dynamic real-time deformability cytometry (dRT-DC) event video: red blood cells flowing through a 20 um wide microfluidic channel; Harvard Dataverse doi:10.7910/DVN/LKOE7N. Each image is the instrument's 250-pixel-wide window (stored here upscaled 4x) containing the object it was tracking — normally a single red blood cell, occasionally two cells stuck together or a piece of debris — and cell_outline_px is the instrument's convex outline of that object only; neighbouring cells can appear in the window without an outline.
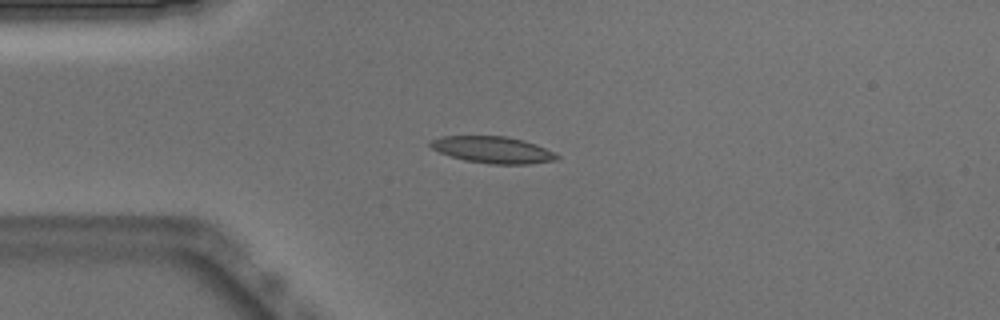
{"species": "Egyptian fruit bat (a non-hibernating species)", "species_latin": "Rousettus aegyptiacus", "temperature_condition": "warm", "stored_images_in_passage": 40, "camera_frame_rate_fps": 3000, "um_per_image_px": 0.085, "animal": {"sex": "male"}, "frame": {"image": 1, "passage_image": 1, "time_ms": 0.0, "image_size_px": [1000, 320], "cell_outline_px": [[560, 156], [556, 160], [528, 164], [488, 164], [464, 160], [440, 152], [432, 148], [428, 144], [432, 140], [440, 136], [504, 136], [524, 140], [536, 144]], "centroid_in_image_um": [41.87, 12.73], "position_along_channel_um": 43.1, "area_um2": 19.54}}
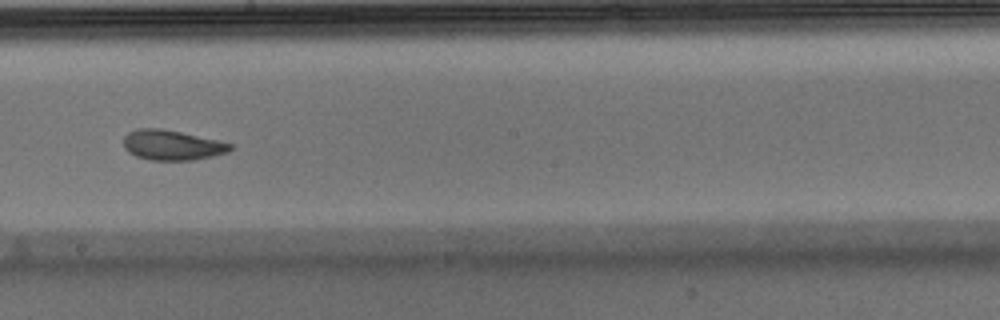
{"frame": {"image": 2, "passage_image": 17, "time_ms": 5.333, "image_size_px": [1000, 320], "cell_outline_px": [[232, 148], [228, 152], [212, 156], [192, 160], [152, 160], [136, 156], [128, 152], [124, 148], [124, 136], [128, 132], [136, 128], [160, 128], [180, 132], [216, 140], [232, 144]], "centroid_in_image_um": [14.58, 12.33], "position_along_channel_um": 233.6, "area_um2": 18.55}}
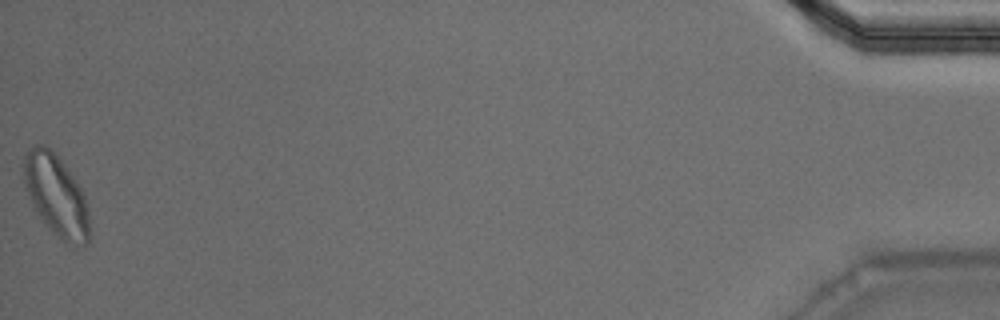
{"frame": {"image": 3, "passage_image": 40, "time_ms": 13.0, "image_size_px": [1000, 320], "cell_outline_px": [[88, 240], [84, 248], [76, 248], [60, 240], [40, 216], [24, 184], [24, 156], [28, 148], [32, 144], [44, 144], [56, 152], [68, 168], [80, 188], [84, 196], [88, 208]], "centroid_in_image_um": [4.79, 16.59], "position_along_channel_um": 430.4, "area_um2": 31.04}, "authors_computed_cell_mechanics": {"area_um2": 19.5075, "velocity_mm_per_s": 3.8755, "shape_relaxation_time_tau1_ms": 4.3903, "shape_relaxation_time_tau2_ms": 2.1068, "deformation_change_tau1": 0.1535, "deformation_change_tau2": 0.082}}